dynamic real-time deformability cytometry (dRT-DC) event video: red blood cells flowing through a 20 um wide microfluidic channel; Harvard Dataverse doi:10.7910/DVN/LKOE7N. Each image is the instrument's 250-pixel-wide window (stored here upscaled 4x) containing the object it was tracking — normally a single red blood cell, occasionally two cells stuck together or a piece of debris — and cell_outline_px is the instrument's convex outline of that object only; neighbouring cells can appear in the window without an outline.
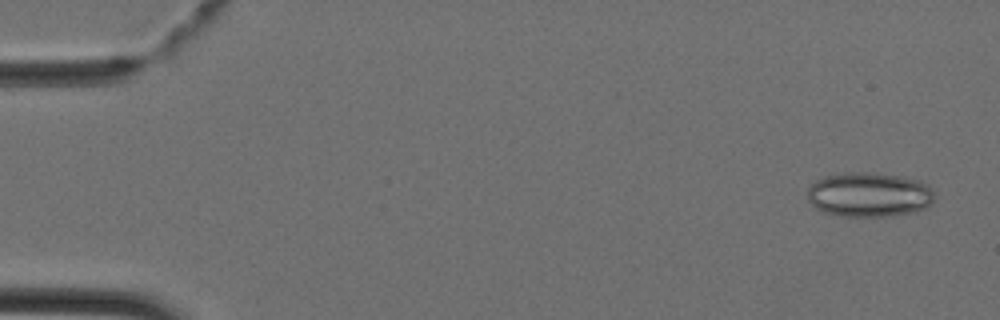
{"species": "Egyptian fruit bat (a non-hibernating species)", "species_latin": "Rousettus aegyptiacus", "temperature_condition": "cold", "stored_images_in_passage": 11, "camera_frame_rate_fps": 3000, "um_per_image_px": 0.085, "animal": {"sex": "female"}, "frame": {"image": 1, "passage_image": 2, "time_ms": 0.333, "image_size_px": [1000, 320], "cell_outline_px": [[936, 196], [924, 208], [916, 212], [892, 216], [840, 216], [820, 212], [808, 200], [808, 188], [816, 180], [828, 176], [848, 172], [872, 172], [904, 176], [920, 180], [928, 184], [932, 188]], "centroid_in_image_um": [73.9, 16.54], "position_along_channel_um": 11.1, "area_um2": 33.41}}